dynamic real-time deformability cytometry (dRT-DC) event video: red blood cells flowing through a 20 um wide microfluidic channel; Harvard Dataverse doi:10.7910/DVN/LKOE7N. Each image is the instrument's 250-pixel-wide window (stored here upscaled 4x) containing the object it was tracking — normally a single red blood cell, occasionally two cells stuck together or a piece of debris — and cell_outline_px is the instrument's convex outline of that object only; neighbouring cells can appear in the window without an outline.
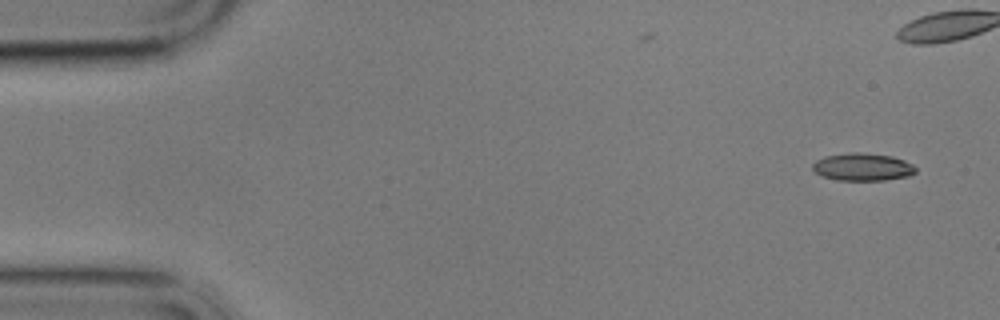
{"species": "common noctule bat (a hibernating species)", "species_latin": "Nyctalus noctula", "temperature_condition": "cold", "stored_images_in_passage": 6, "camera_frame_rate_fps": 3000, "um_per_image_px": 0.085, "animal": {"sex": "male", "body_mass_g": 17.9}, "frame": {"image": 1, "passage_image": 1, "time_ms": 0.0, "image_size_px": [1000, 320], "cell_outline_px": [[916, 172], [908, 176], [884, 180], [836, 180], [824, 176], [816, 172], [812, 168], [812, 164], [816, 160], [824, 156], [852, 152], [860, 152], [892, 156], [904, 160], [912, 164], [916, 168]], "centroid_in_image_um": [73.32, 14.18], "position_along_channel_um": 11.7, "area_um2": 16.53}}
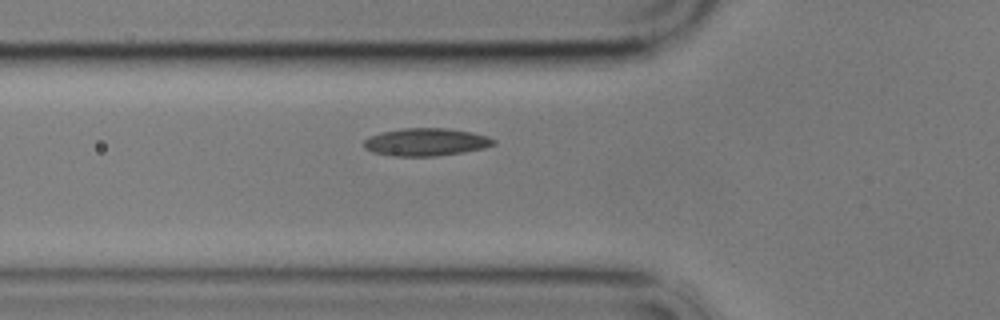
{"frame": {"image": 2, "passage_image": 6, "time_ms": 7.0, "image_size_px": [1000, 320], "cell_outline_px": [[496, 144], [484, 148], [464, 152], [436, 156], [388, 156], [372, 152], [364, 148], [364, 140], [380, 132], [404, 128], [448, 128], [472, 132], [488, 136], [496, 140]], "centroid_in_image_um": [36.22, 12.08], "position_along_channel_um": 89.6, "area_um2": 21.1}}